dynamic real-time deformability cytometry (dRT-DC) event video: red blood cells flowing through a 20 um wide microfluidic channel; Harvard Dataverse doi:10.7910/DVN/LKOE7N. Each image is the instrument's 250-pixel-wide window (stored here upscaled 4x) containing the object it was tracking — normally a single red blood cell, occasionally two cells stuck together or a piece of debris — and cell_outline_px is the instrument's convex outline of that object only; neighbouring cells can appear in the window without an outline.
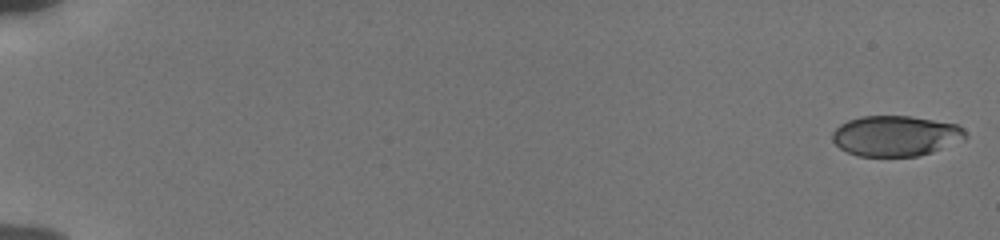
{"species": "human", "species_latin": "Homo sapiens", "temperature_condition": "cold", "stored_images_in_passage": 55, "camera_frame_rate_fps": 3000, "um_per_image_px": 0.085, "donor": {"sex": "male"}, "frame": {"image": 1, "passage_image": 1, "time_ms": 0.0, "image_size_px": [1000, 240], "cell_outline_px": [[968, 136], [964, 140], [932, 152], [916, 156], [860, 156], [848, 152], [840, 148], [832, 140], [832, 132], [840, 124], [848, 120], [860, 116], [912, 116], [956, 124], [964, 128]], "centroid_in_image_um": [76.14, 11.54], "position_along_channel_um": 8.9, "area_um2": 31.5}}
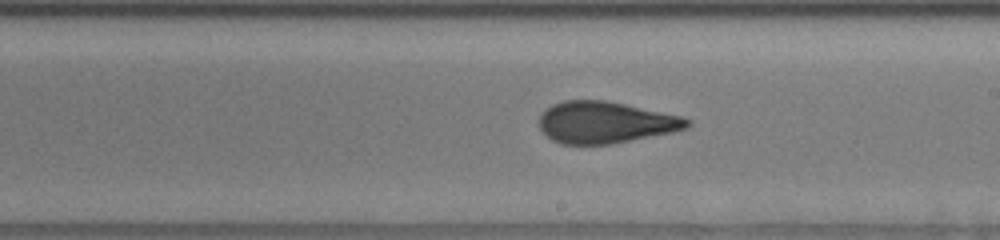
{"frame": {"image": 2, "passage_image": 34, "time_ms": 11.0, "image_size_px": [1000, 240], "cell_outline_px": [[692, 124], [688, 128], [672, 132], [608, 144], [560, 144], [552, 140], [540, 128], [540, 112], [552, 104], [564, 100], [604, 100], [624, 104], [680, 116], [692, 120]], "centroid_in_image_um": [51.43, 10.4], "position_along_channel_um": 237.6, "area_um2": 35.66}}
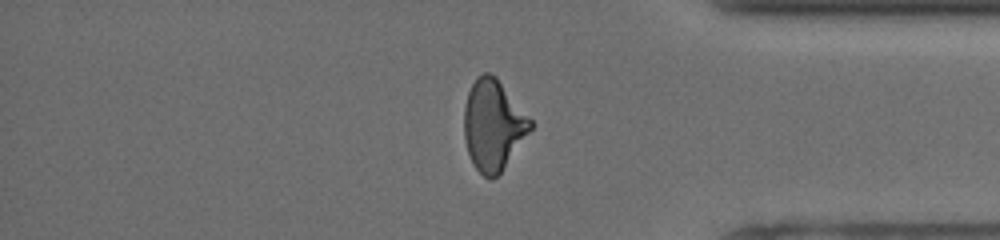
{"frame": {"image": 3, "passage_image": 47, "time_ms": 15.333, "image_size_px": [1000, 240], "cell_outline_px": [[532, 128], [500, 172], [492, 180], [484, 176], [472, 164], [464, 140], [464, 108], [468, 92], [476, 76], [484, 72], [492, 72], [496, 76], [532, 120]], "centroid_in_image_um": [41.9, 10.6], "position_along_channel_um": 393.3, "area_um2": 34.85}, "authors_computed_cell_mechanics": {"area_um2": 35.0846, "velocity_mm_per_s": 3.8655, "shape_relaxation_time_tau1_ms": 5.7867, "shape_relaxation_time_tau2_ms": 1.1814, "deformation_change_tau1": 0.1927, "deformation_change_tau2": 0.0912}}